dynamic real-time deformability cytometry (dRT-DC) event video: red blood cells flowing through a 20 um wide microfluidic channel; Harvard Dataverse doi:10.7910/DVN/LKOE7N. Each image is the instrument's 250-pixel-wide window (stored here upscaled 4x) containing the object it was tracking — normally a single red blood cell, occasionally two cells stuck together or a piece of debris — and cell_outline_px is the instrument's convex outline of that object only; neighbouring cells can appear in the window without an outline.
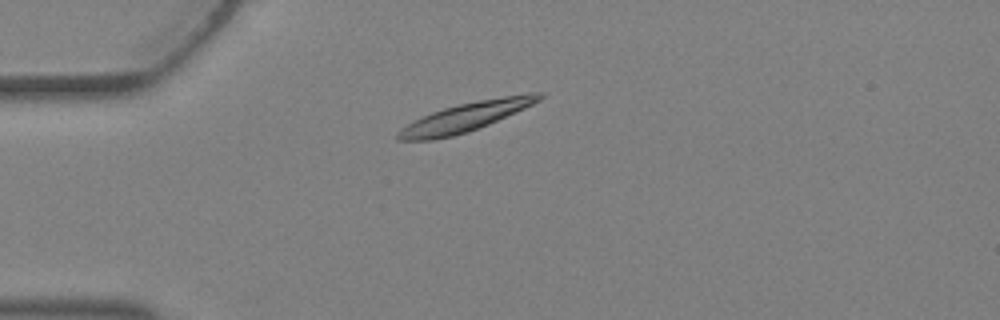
{"species": "Egyptian fruit bat (a non-hibernating species)", "species_latin": "Rousettus aegyptiacus", "temperature_condition": "warm", "stored_images_in_passage": 3, "camera_frame_rate_fps": 3000, "um_per_image_px": 0.085, "animal": {"sex": "female"}, "frame": {"image": 1, "passage_image": 2, "time_ms": 0.333, "image_size_px": [1000, 320], "cell_outline_px": [[544, 96], [540, 100], [524, 108], [488, 124], [468, 132], [452, 136], [432, 140], [396, 140], [396, 132], [400, 128], [432, 112], [444, 108], [460, 104], [480, 100], [528, 92], [544, 92]], "centroid_in_image_um": [39.58, 9.94], "position_along_channel_um": 45.4, "area_um2": 23.41}}